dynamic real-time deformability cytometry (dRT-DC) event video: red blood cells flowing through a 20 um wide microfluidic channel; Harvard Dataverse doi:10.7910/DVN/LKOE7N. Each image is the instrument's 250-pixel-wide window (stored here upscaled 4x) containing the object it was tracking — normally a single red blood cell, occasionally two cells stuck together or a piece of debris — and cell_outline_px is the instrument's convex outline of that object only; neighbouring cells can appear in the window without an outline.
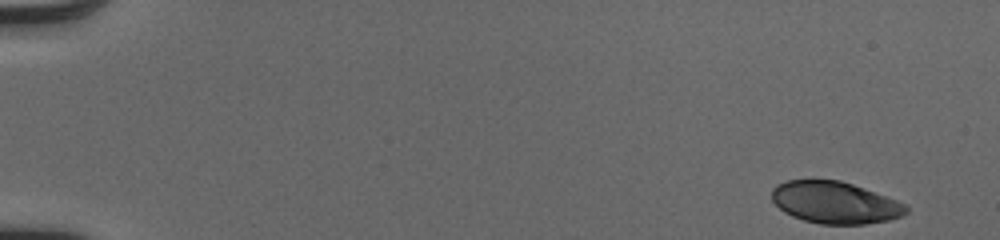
{"species": "human", "species_latin": "Homo sapiens", "temperature_condition": "cold", "stored_images_in_passage": 50, "camera_frame_rate_fps": 3000, "um_per_image_px": 0.085, "donor": {"sex": "male"}, "frame": {"image": 1, "passage_image": 1, "time_ms": 0.0, "image_size_px": [1000, 240], "cell_outline_px": [[908, 212], [904, 216], [888, 220], [864, 224], [820, 224], [804, 220], [792, 216], [784, 212], [772, 200], [772, 188], [776, 184], [788, 180], [840, 180], [852, 184], [896, 200], [904, 204], [908, 208]], "centroid_in_image_um": [70.96, 17.22], "position_along_channel_um": 14.0, "area_um2": 32.66}}
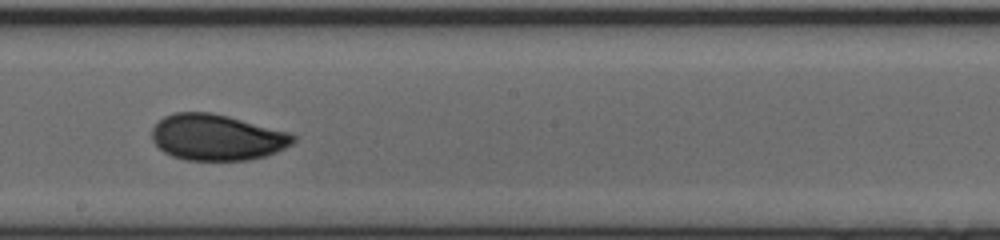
{"frame": {"image": 2, "passage_image": 29, "time_ms": 9.333, "image_size_px": [1000, 240], "cell_outline_px": [[296, 140], [292, 144], [276, 152], [264, 156], [248, 160], [184, 160], [172, 156], [164, 152], [152, 140], [152, 128], [164, 116], [172, 112], [212, 112], [228, 116], [288, 132], [296, 136]], "centroid_in_image_um": [18.42, 11.67], "position_along_channel_um": 229.8, "area_um2": 37.86}}
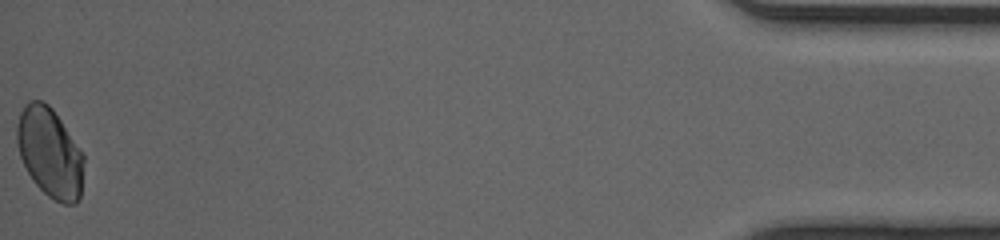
{"frame": {"image": 3, "passage_image": 50, "time_ms": 16.333, "image_size_px": [1000, 240], "cell_outline_px": [[84, 160], [80, 196], [76, 204], [64, 204], [48, 196], [32, 180], [20, 156], [16, 140], [16, 128], [20, 112], [32, 100], [40, 100], [48, 104], [52, 108], [84, 156]], "centroid_in_image_um": [4.23, 12.99], "position_along_channel_um": 431.0, "area_um2": 34.39}, "authors_computed_cell_mechanics": {"area_um2": 36.8475, "velocity_mm_per_s": 4.085, "shape_relaxation_time_tau1_ms": 5.4977, "shape_relaxation_time_tau2_ms": 0.6862, "deformation_change_tau1": 0.1333, "deformation_change_tau2": 0.0408}}